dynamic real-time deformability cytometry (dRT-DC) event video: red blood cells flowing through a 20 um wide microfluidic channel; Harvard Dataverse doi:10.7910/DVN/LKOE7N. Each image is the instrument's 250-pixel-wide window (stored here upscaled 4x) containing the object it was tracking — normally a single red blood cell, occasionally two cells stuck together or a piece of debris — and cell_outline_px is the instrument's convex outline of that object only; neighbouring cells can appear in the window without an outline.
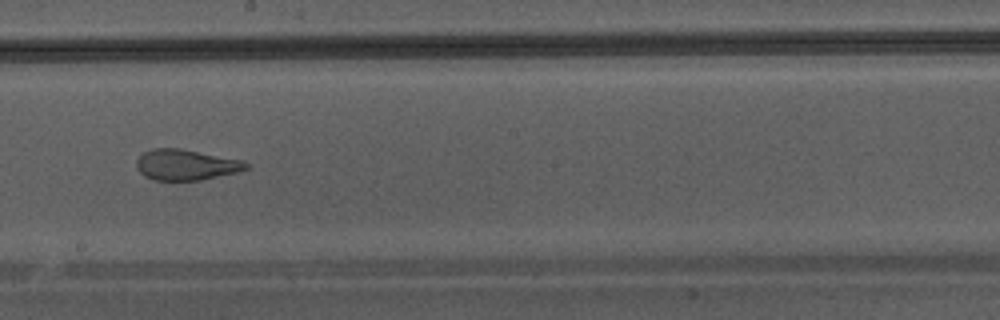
{"species": "Egyptian fruit bat (a non-hibernating species)", "species_latin": "Rousettus aegyptiacus", "temperature_condition": "warm", "stored_images_in_passage": 34, "camera_frame_rate_fps": 3000, "um_per_image_px": 0.085, "animal": {"sex": "male"}, "frame": {"image": 1, "passage_image": 15, "time_ms": 4.667, "image_size_px": [1000, 320], "cell_outline_px": [[248, 168], [236, 172], [200, 180], [152, 180], [144, 176], [136, 168], [136, 160], [144, 152], [152, 148], [180, 148], [244, 160], [248, 164]], "centroid_in_image_um": [15.78, 14.0], "position_along_channel_um": 232.4, "area_um2": 19.65}}